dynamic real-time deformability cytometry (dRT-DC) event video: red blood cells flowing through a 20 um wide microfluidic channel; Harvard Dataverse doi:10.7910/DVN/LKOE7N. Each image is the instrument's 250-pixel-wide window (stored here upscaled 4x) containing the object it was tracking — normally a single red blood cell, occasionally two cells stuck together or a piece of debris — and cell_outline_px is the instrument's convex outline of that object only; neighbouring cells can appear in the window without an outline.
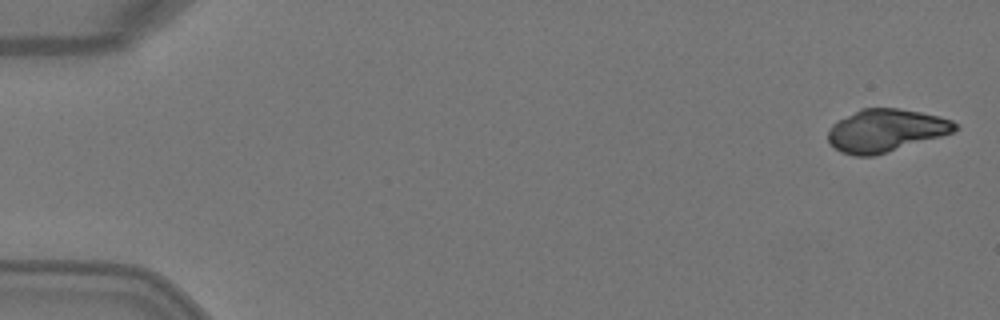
{"species": "Egyptian fruit bat (a non-hibernating species)", "species_latin": "Rousettus aegyptiacus", "temperature_condition": "warm", "stored_images_in_passage": 4, "camera_frame_rate_fps": 3000, "um_per_image_px": 0.085, "animal": {"sex": "female"}, "frame": {"image": 1, "passage_image": 1, "time_ms": 0.0, "image_size_px": [1000, 320], "cell_outline_px": [[960, 128], [952, 132], [940, 136], [872, 156], [856, 156], [840, 152], [828, 140], [828, 132], [832, 124], [836, 120], [860, 108], [900, 108], [940, 116], [952, 120], [960, 124]], "centroid_in_image_um": [75.28, 11.07], "position_along_channel_um": 9.7, "area_um2": 31.5}}